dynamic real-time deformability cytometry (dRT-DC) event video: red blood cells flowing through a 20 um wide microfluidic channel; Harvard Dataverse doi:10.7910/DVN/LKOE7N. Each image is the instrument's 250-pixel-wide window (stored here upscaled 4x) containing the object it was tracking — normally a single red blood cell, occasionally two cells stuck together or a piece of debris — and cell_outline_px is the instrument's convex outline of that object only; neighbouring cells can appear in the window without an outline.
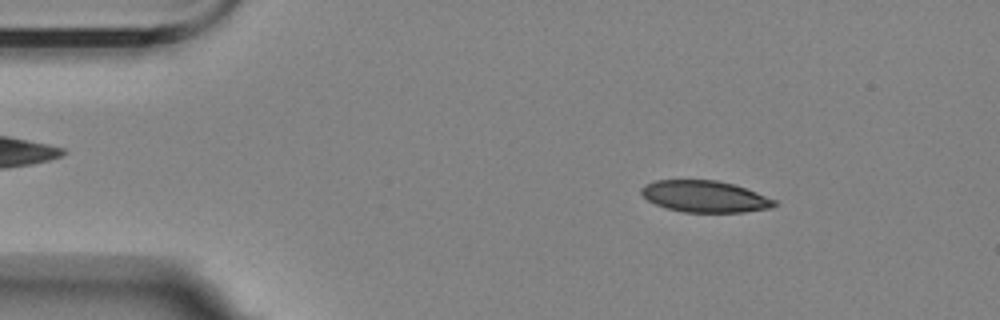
{"species": "Egyptian fruit bat (a non-hibernating species)", "species_latin": "Rousettus aegyptiacus", "temperature_condition": "room temperature", "stored_images_in_passage": 5, "segment_of_instrument_passage": [1, 2], "camera_frame_rate_fps": 3000, "um_per_image_px": 0.085, "animal": {"sex": "female"}, "frame": {"image": 1, "passage_image": 2, "time_ms": 1.0, "image_size_px": [1000, 320], "cell_outline_px": [[780, 204], [772, 208], [744, 212], [684, 212], [668, 208], [656, 204], [648, 200], [640, 192], [640, 188], [656, 180], [716, 180], [732, 184], [756, 192], [776, 200]], "centroid_in_image_um": [59.95, 16.71], "position_along_channel_um": 25.0, "area_um2": 24.33}}